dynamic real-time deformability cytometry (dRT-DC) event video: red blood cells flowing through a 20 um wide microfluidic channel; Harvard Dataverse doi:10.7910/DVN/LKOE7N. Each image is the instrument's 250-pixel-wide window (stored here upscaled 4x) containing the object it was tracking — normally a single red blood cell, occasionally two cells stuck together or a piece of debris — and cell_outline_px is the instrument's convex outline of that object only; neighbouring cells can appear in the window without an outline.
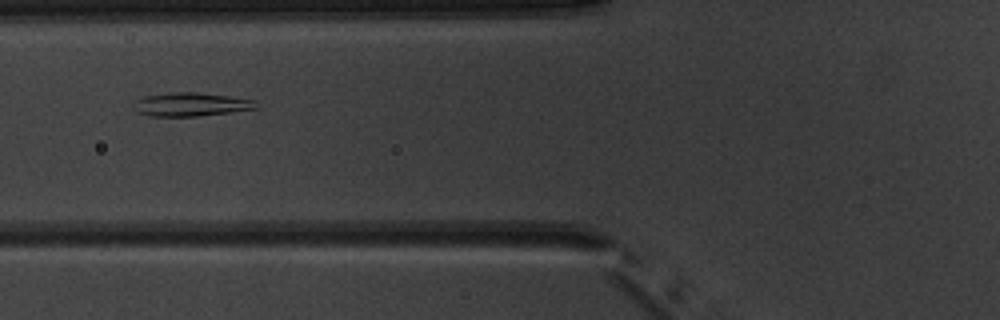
{"species": "common noctule bat (a hibernating species)", "species_latin": "Nyctalus noctula", "temperature_condition": "warm", "stored_images_in_passage": 4, "camera_frame_rate_fps": 3000, "um_per_image_px": 0.085, "animal": {"sex": "male", "body_mass_g": 20.1, "forearm_length_mm": 53.5}, "frame": {"image": 1, "passage_image": 4, "time_ms": 3.333, "image_size_px": [1000, 320], "cell_outline_px": [[260, 108], [196, 116], [148, 116], [136, 112], [132, 108], [132, 104], [136, 100], [144, 96], [172, 92], [196, 92], [228, 96], [256, 100], [260, 104]], "centroid_in_image_um": [16.21, 8.87], "position_along_channel_um": 109.6, "area_um2": 16.99}}